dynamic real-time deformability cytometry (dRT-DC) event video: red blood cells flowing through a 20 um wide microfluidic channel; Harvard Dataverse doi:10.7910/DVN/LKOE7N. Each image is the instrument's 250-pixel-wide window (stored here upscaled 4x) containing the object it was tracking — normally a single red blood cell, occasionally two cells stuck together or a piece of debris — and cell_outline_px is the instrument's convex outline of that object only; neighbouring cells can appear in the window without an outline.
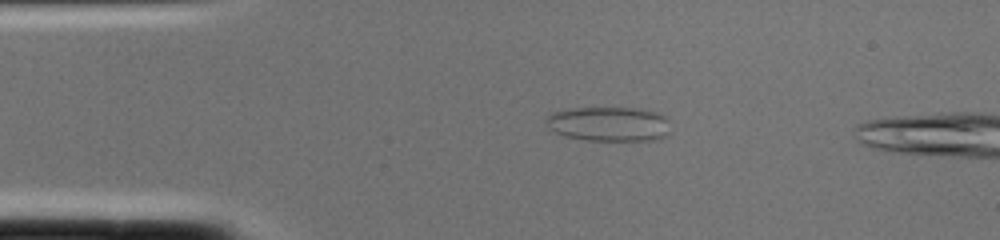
{"species": "common noctule bat (a hibernating species)", "species_latin": "Nyctalus noctula", "temperature_condition": "cold", "stored_images_in_passage": 2, "camera_frame_rate_fps": 3000, "um_per_image_px": 0.085, "animal": {"sex": "female", "body_mass_g": 22.0, "forearm_length_mm": 56.7}, "frame": {"image": 1, "passage_image": 1, "time_ms": 0.0, "image_size_px": [1000, 240], "cell_outline_px": [[668, 132], [660, 140], [584, 140], [564, 136], [548, 128], [544, 120], [552, 112], [572, 108], [640, 108], [660, 112], [668, 120]], "centroid_in_image_um": [51.75, 10.53], "position_along_channel_um": 33.2, "area_um2": 25.26}}